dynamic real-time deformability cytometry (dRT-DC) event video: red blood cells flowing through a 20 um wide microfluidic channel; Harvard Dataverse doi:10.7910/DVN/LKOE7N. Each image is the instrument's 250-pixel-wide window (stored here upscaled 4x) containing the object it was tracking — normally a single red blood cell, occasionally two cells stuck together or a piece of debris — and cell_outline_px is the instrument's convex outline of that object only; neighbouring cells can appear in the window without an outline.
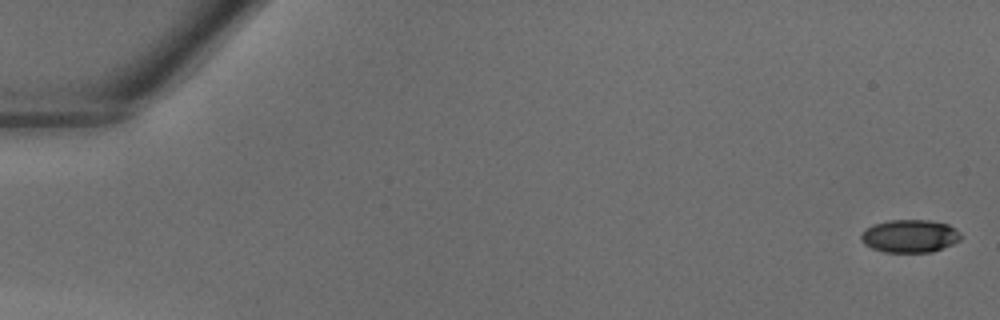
{"species": "common noctule bat (a hibernating species)", "species_latin": "Nyctalus noctula", "temperature_condition": "warm", "stored_images_in_passage": 41, "camera_frame_rate_fps": 3000, "um_per_image_px": 0.085, "animal": {"sex": "male", "body_mass_g": 18.8}, "frame": {"image": 1, "passage_image": 1, "time_ms": 0.0, "image_size_px": [1000, 320], "cell_outline_px": [[960, 240], [952, 244], [932, 252], [884, 252], [872, 248], [864, 244], [860, 240], [860, 236], [864, 228], [872, 224], [888, 220], [928, 220], [948, 224], [956, 228], [960, 232]], "centroid_in_image_um": [77.3, 20.06], "position_along_channel_um": 7.7, "area_um2": 19.31}}
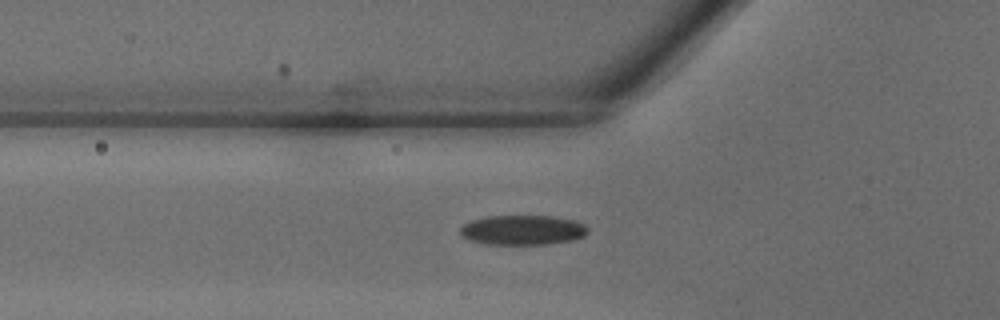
{"frame": {"image": 2, "passage_image": 15, "time_ms": 4.667, "image_size_px": [1000, 320], "cell_outline_px": [[588, 232], [584, 236], [572, 240], [548, 244], [488, 244], [472, 240], [464, 236], [460, 232], [460, 228], [464, 224], [472, 220], [484, 216], [556, 216], [576, 220], [584, 224], [588, 228]], "centroid_in_image_um": [44.48, 19.54], "position_along_channel_um": 81.3, "area_um2": 22.14}}
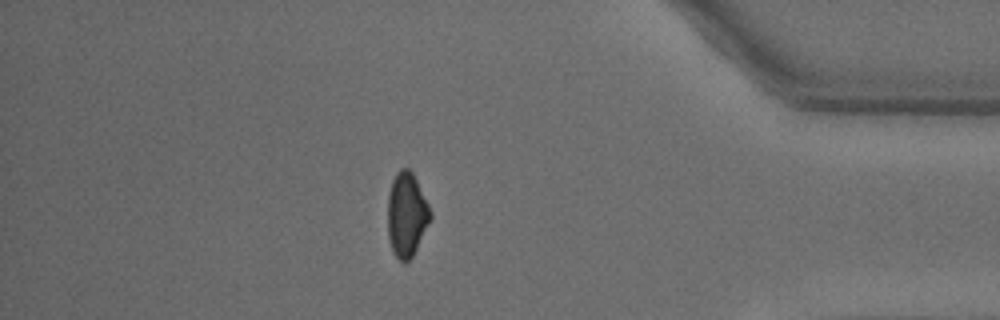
{"frame": {"image": 3, "passage_image": 36, "time_ms": 11.667, "image_size_px": [1000, 320], "cell_outline_px": [[432, 216], [412, 256], [408, 260], [400, 260], [392, 252], [388, 236], [388, 196], [392, 180], [396, 172], [400, 168], [408, 168], [412, 172], [432, 212]], "centroid_in_image_um": [34.55, 18.21], "position_along_channel_um": 400.7, "area_um2": 20.63}}